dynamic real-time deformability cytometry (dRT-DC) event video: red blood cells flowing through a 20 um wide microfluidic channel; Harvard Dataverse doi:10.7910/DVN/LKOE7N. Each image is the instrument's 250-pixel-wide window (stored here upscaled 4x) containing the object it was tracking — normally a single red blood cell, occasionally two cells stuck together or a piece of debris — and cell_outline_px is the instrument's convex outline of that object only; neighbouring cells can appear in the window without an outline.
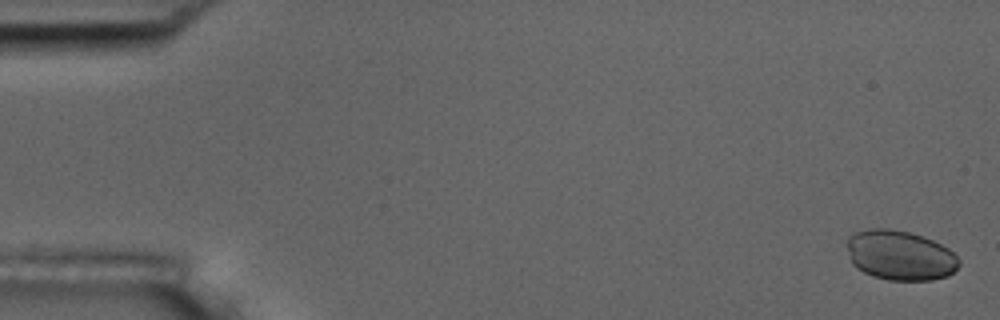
{"species": "common noctule bat (a hibernating species)", "species_latin": "Nyctalus noctula", "temperature_condition": "room temperature", "stored_images_in_passage": 8, "camera_frame_rate_fps": 3000, "um_per_image_px": 0.085, "animal": {"sex": "male", "body_mass_g": 17.5, "forearm_length_mm": 52.3}, "frame": {"image": 1, "passage_image": 1, "time_ms": 0.0, "image_size_px": [1000, 320], "cell_outline_px": [[960, 264], [948, 276], [932, 280], [888, 280], [872, 276], [856, 268], [852, 264], [848, 248], [848, 236], [852, 232], [872, 228], [888, 228], [908, 232], [932, 240], [948, 248], [960, 260]], "centroid_in_image_um": [76.49, 21.7], "position_along_channel_um": 8.5, "area_um2": 32.48}}
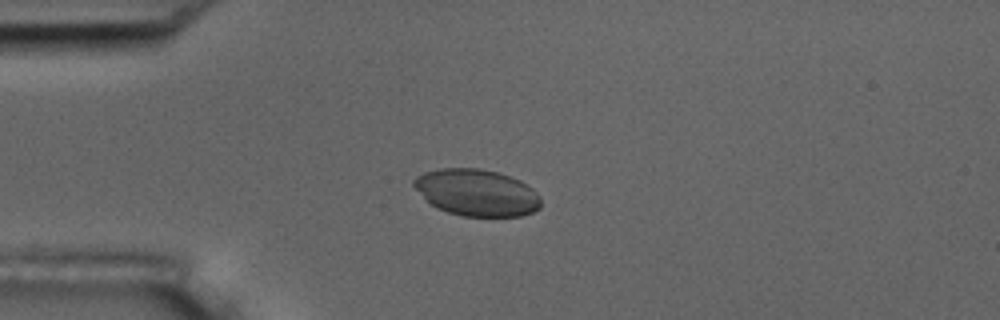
{"frame": {"image": 2, "passage_image": 4, "time_ms": 4.333, "image_size_px": [1000, 320], "cell_outline_px": [[540, 208], [532, 212], [520, 216], [460, 216], [436, 208], [412, 184], [412, 180], [416, 176], [424, 172], [440, 168], [480, 168], [496, 172], [520, 180], [532, 188], [540, 196]], "centroid_in_image_um": [40.52, 16.37], "position_along_channel_um": 44.5, "area_um2": 34.45}}
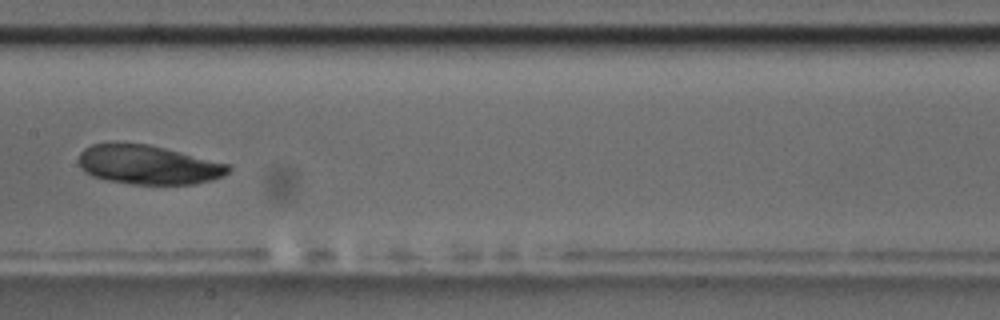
{"frame": {"image": 3, "passage_image": 8, "time_ms": 9.0, "image_size_px": [1000, 320], "cell_outline_px": [[232, 168], [224, 176], [212, 180], [192, 184], [132, 184], [108, 180], [92, 176], [84, 172], [80, 168], [80, 152], [84, 148], [92, 144], [116, 140], [148, 144], [228, 164]], "centroid_in_image_um": [12.54, 13.98], "position_along_channel_um": 194.9, "area_um2": 34.51}}